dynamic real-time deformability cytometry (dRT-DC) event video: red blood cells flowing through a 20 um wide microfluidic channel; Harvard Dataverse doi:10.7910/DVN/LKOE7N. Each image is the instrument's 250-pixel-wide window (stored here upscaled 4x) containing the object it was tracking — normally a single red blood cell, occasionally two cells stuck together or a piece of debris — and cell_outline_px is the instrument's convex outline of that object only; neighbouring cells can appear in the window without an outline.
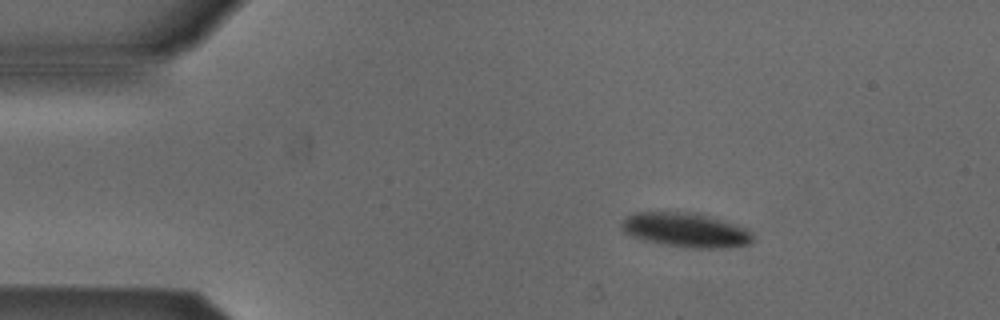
{"species": "Egyptian fruit bat (a non-hibernating species)", "species_latin": "Rousettus aegyptiacus", "temperature_condition": "cold", "stored_images_in_passage": 15, "camera_frame_rate_fps": 3000, "um_per_image_px": 0.085, "animal": {"sex": "male"}, "frame": {"image": 1, "passage_image": 8, "time_ms": 2.333, "image_size_px": [1000, 320], "cell_outline_px": [[752, 240], [748, 244], [720, 248], [692, 248], [664, 244], [644, 240], [632, 236], [624, 232], [620, 228], [620, 224], [628, 216], [636, 212], [696, 212], [748, 228], [752, 232]], "centroid_in_image_um": [58.28, 19.54], "position_along_channel_um": 26.7, "area_um2": 26.18}}
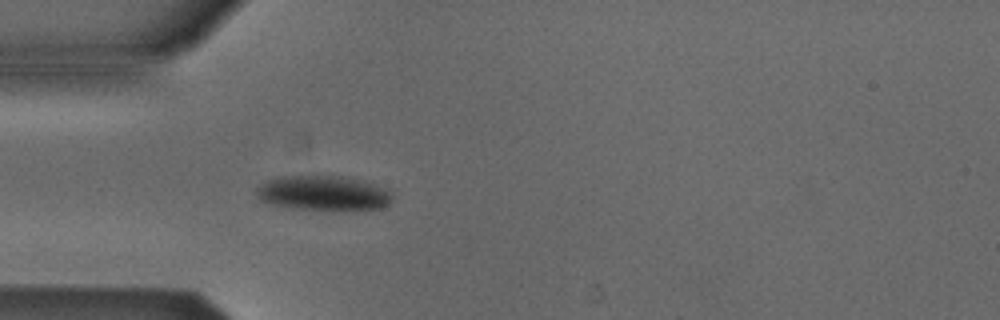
{"frame": {"image": 2, "passage_image": 15, "time_ms": 4.667, "image_size_px": [1000, 320], "cell_outline_px": [[392, 200], [388, 204], [380, 208], [348, 212], [328, 212], [292, 208], [272, 204], [260, 200], [256, 196], [256, 188], [264, 180], [276, 176], [348, 176], [364, 180], [388, 188], [392, 192]], "centroid_in_image_um": [27.52, 16.44], "position_along_channel_um": 57.5, "area_um2": 28.96}}